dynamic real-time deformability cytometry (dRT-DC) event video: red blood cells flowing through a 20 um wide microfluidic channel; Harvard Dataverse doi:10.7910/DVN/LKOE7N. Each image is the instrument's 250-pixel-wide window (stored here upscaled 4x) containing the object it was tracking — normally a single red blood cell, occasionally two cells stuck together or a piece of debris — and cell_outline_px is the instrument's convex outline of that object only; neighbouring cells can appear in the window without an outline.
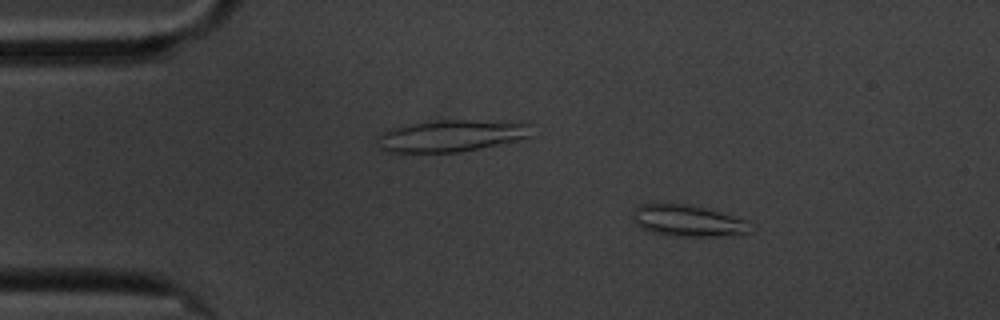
{"species": "common noctule bat (a hibernating species)", "species_latin": "Nyctalus noctula", "temperature_condition": "cold", "stored_images_in_passage": 58, "camera_frame_rate_fps": 3000, "um_per_image_px": 0.085, "animal": {"sex": "male", "body_mass_g": 20.1, "forearm_length_mm": 53.5}, "frame": {"image": 1, "passage_image": 9, "time_ms": 2.667, "image_size_px": [1000, 320], "cell_outline_px": [[748, 232], [724, 236], [676, 236], [652, 232], [640, 228], [632, 220], [632, 212], [640, 204], [684, 204], [704, 208], [748, 220]], "centroid_in_image_um": [58.39, 18.77], "position_along_channel_um": 26.6, "area_um2": 21.21}}
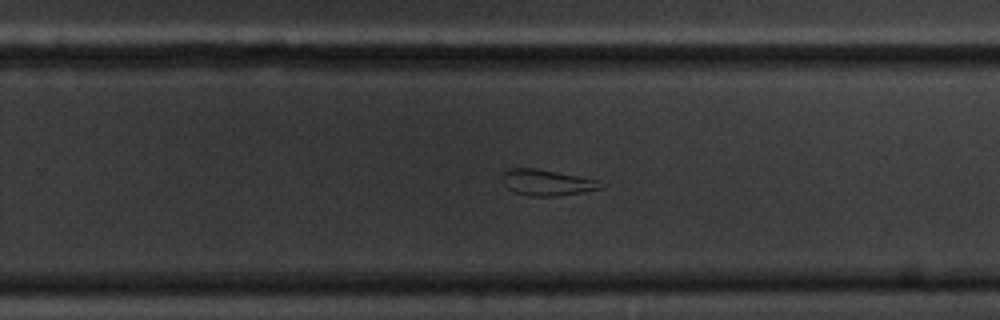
{"frame": {"image": 2, "passage_image": 37, "time_ms": 12.0, "image_size_px": [1000, 320], "cell_outline_px": [[604, 184], [600, 188], [584, 192], [556, 196], [532, 196], [516, 192], [508, 188], [500, 180], [500, 176], [504, 168], [536, 168], [596, 180]], "centroid_in_image_um": [46.39, 15.5], "position_along_channel_um": 283.4, "area_um2": 14.85}}
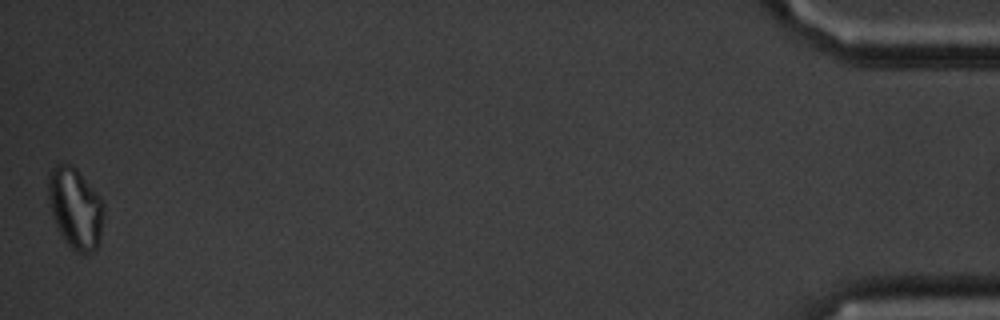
{"frame": {"image": 3, "passage_image": 58, "time_ms": 19.0, "image_size_px": [1000, 320], "cell_outline_px": [[104, 208], [100, 232], [96, 248], [92, 252], [84, 256], [76, 252], [64, 240], [52, 216], [48, 196], [48, 176], [52, 168], [56, 164], [72, 164], [76, 168], [100, 196], [104, 204]], "centroid_in_image_um": [6.4, 17.69], "position_along_channel_um": 428.8, "area_um2": 26.07}, "authors_computed_cell_mechanics": {"area_um2": 20.1433, "velocity_mm_per_s": 3.3977, "shape_relaxation_time_tau1_ms": null, "shape_relaxation_time_tau2_ms": 4.8838, "deformation_change_tau1": null, "deformation_change_tau2": 0.1396}}